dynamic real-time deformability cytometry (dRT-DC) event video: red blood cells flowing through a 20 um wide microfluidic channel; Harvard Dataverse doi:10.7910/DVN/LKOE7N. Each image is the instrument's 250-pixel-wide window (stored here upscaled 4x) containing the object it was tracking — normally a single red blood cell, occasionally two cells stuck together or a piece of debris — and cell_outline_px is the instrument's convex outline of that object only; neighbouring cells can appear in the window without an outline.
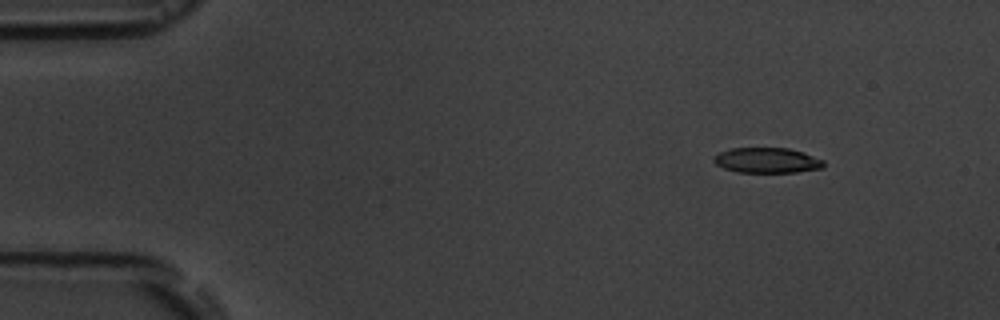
{"species": "common noctule bat (a hibernating species)", "species_latin": "Nyctalus noctula", "temperature_condition": "room temperature", "stored_images_in_passage": 4, "camera_frame_rate_fps": 3000, "um_per_image_px": 0.085, "animal": {"sex": "male", "body_mass_g": 19.5, "forearm_length_mm": 54.6}, "frame": {"image": 1, "passage_image": 2, "time_ms": 1.333, "image_size_px": [1000, 320], "cell_outline_px": [[824, 168], [796, 172], [736, 172], [724, 168], [716, 164], [712, 160], [712, 156], [720, 152], [732, 148], [788, 148], [804, 152], [824, 160]], "centroid_in_image_um": [65.2, 13.63], "position_along_channel_um": 19.8, "area_um2": 16.3}}